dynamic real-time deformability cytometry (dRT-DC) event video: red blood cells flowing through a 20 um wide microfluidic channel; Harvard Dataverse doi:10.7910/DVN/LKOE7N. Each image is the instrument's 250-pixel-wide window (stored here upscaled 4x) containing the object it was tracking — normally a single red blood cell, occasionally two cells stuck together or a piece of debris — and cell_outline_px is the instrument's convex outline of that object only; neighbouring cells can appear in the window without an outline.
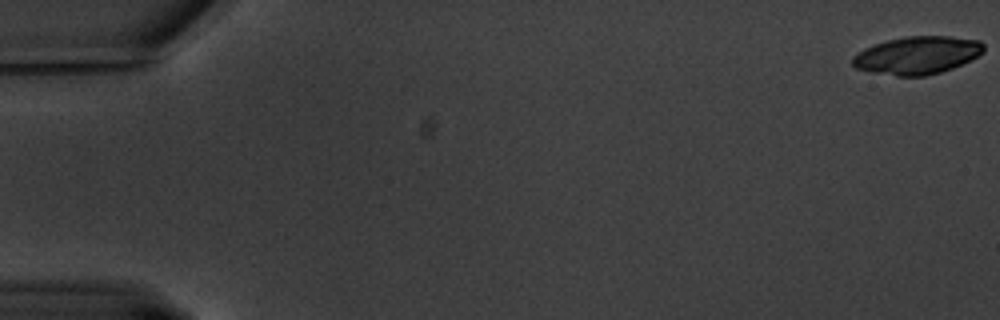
{"species": "common noctule bat (a hibernating species)", "species_latin": "Nyctalus noctula", "temperature_condition": "warm", "stored_images_in_passage": 63, "camera_frame_rate_fps": 3000, "um_per_image_px": 0.085, "animal": {"sex": "male", "body_mass_g": 20.1, "forearm_length_mm": 53.5}, "frame": {"image": 1, "passage_image": 1, "time_ms": 0.0, "image_size_px": [1000, 320], "cell_outline_px": [[984, 52], [952, 68], [940, 72], [924, 76], [896, 76], [872, 72], [856, 68], [852, 64], [852, 56], [864, 48], [888, 40], [904, 36], [952, 36], [980, 40], [984, 44]], "centroid_in_image_um": [77.95, 4.69], "position_along_channel_um": 7.0, "area_um2": 28.78}}
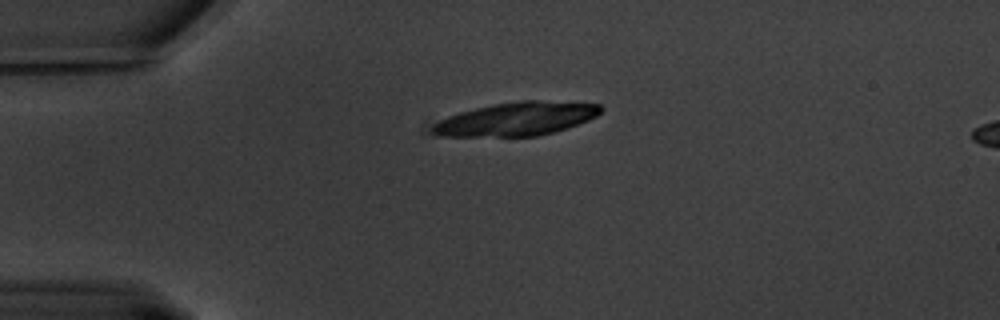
{"frame": {"image": 2, "passage_image": 16, "time_ms": 5.0, "image_size_px": [1000, 320], "cell_outline_px": [[604, 108], [596, 116], [588, 120], [568, 128], [536, 136], [436, 136], [432, 132], [432, 128], [440, 120], [448, 116], [460, 112], [492, 104], [520, 100], [536, 100], [600, 104]], "centroid_in_image_um": [43.92, 10.1], "position_along_channel_um": 41.1, "area_um2": 32.6}}